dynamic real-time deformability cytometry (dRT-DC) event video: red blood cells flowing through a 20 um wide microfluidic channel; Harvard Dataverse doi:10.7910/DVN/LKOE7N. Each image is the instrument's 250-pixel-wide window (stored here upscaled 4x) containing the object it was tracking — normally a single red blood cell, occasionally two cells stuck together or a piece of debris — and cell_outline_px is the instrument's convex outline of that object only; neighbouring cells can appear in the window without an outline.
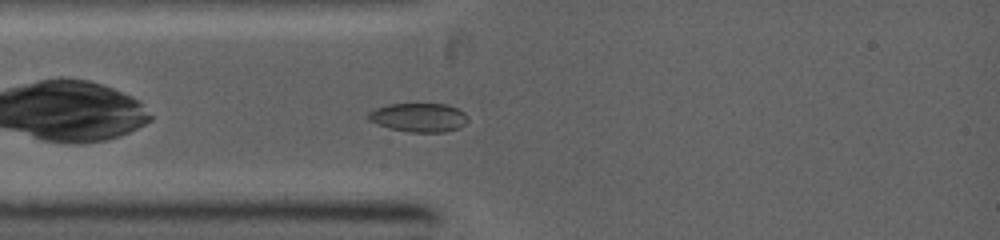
{"species": "common noctule bat (a hibernating species)", "species_latin": "Nyctalus noctula", "temperature_condition": "warm", "stored_images_in_passage": 53, "camera_frame_rate_fps": 5000, "um_per_image_px": 0.085, "animal": {"sex": "female", "body_mass_g": 19.0, "forearm_length_mm": 53.3}, "frame": {"image": 1, "passage_image": 7, "time_ms": 1.0, "image_size_px": [1000, 240], "cell_outline_px": [[468, 120], [460, 128], [444, 132], [408, 132], [388, 128], [368, 120], [368, 112], [376, 108], [388, 104], [444, 104], [456, 108], [464, 112], [468, 116]], "centroid_in_image_um": [35.6, 9.99], "position_along_channel_um": 49.4, "area_um2": 16.76}}
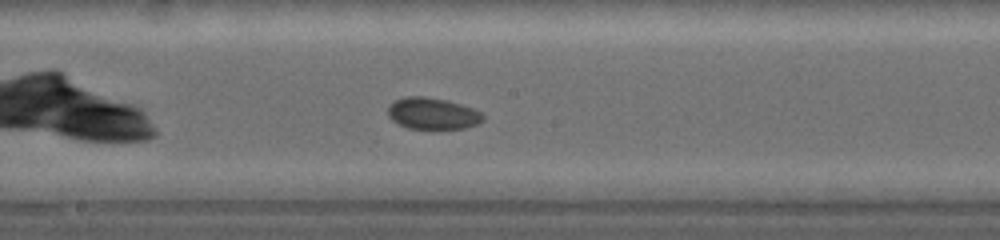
{"frame": {"image": 2, "passage_image": 29, "time_ms": 4.6, "image_size_px": [1000, 240], "cell_outline_px": [[484, 120], [476, 124], [464, 128], [408, 128], [392, 120], [388, 116], [388, 104], [404, 96], [424, 96], [444, 100], [460, 104], [472, 108], [480, 112], [484, 116]], "centroid_in_image_um": [36.74, 9.63], "position_along_channel_um": 211.5, "area_um2": 17.28}}
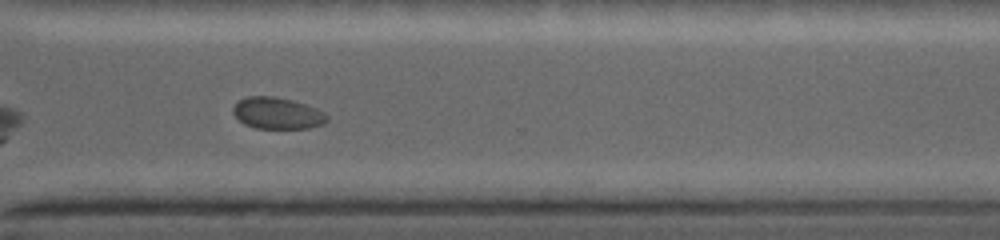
{"frame": {"image": 3, "passage_image": 47, "time_ms": 7.6, "image_size_px": [1000, 240], "cell_outline_px": [[328, 120], [324, 124], [308, 128], [256, 128], [244, 124], [232, 112], [232, 108], [236, 100], [248, 96], [276, 96], [292, 100], [316, 108], [324, 112], [328, 116]], "centroid_in_image_um": [23.55, 9.61], "position_along_channel_um": 347.0, "area_um2": 17.4}}